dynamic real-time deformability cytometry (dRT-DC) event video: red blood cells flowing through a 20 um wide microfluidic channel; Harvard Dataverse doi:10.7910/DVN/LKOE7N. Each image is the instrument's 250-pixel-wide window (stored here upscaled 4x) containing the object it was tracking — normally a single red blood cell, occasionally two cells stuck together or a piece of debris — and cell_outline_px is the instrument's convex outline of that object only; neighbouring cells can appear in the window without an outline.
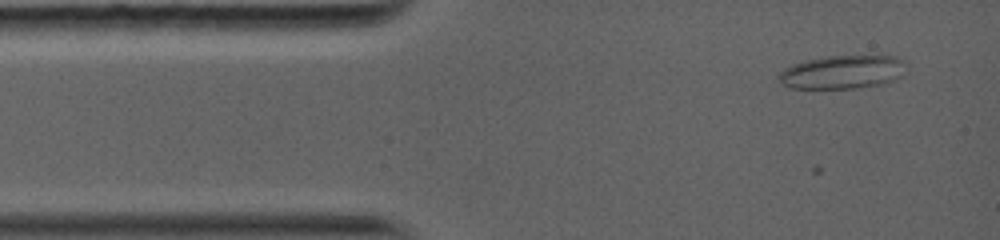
{"species": "common noctule bat (a hibernating species)", "species_latin": "Nyctalus noctula", "temperature_condition": "warm", "stored_images_in_passage": 30, "camera_frame_rate_fps": 5000, "um_per_image_px": 0.085, "animal": {"sex": "female", "body_mass_g": 19.0, "forearm_length_mm": 56.7}, "frame": {"image": 1, "passage_image": 3, "time_ms": 0.6, "image_size_px": [1000, 240], "cell_outline_px": [[904, 60], [900, 76], [892, 80], [880, 84], [856, 88], [788, 88], [776, 80], [776, 76], [784, 68], [792, 64], [804, 60], [828, 56], [896, 56]], "centroid_in_image_um": [71.5, 6.12], "position_along_channel_um": 13.5, "area_um2": 24.74}}
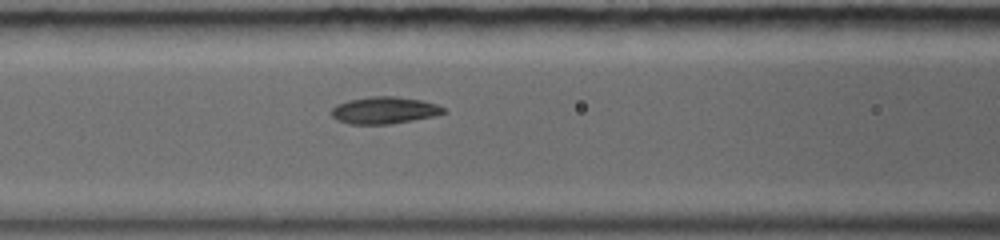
{"frame": {"image": 2, "passage_image": 17, "time_ms": 4.8, "image_size_px": [1000, 240], "cell_outline_px": [[448, 112], [432, 116], [412, 120], [388, 124], [348, 124], [336, 120], [328, 112], [336, 104], [348, 100], [368, 96], [396, 96], [420, 100], [436, 104], [444, 108]], "centroid_in_image_um": [32.6, 9.37], "position_along_channel_um": 134.0, "area_um2": 17.74}}
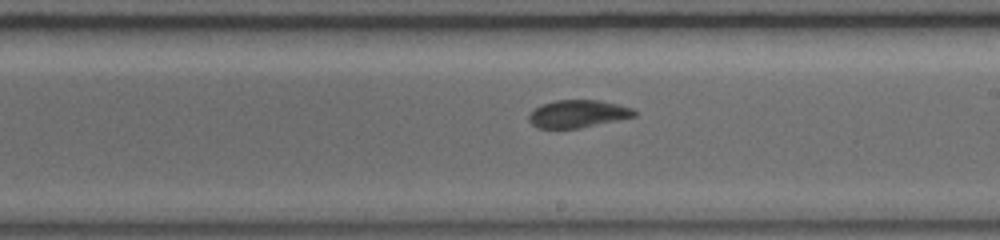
{"frame": {"image": 3, "passage_image": 27, "time_ms": 7.4, "image_size_px": [1000, 240], "cell_outline_px": [[636, 116], [580, 128], [536, 128], [528, 120], [528, 116], [540, 104], [556, 100], [600, 100], [620, 104], [632, 108], [636, 112]], "centroid_in_image_um": [49.12, 9.67], "position_along_channel_um": 239.9, "area_um2": 16.99}}